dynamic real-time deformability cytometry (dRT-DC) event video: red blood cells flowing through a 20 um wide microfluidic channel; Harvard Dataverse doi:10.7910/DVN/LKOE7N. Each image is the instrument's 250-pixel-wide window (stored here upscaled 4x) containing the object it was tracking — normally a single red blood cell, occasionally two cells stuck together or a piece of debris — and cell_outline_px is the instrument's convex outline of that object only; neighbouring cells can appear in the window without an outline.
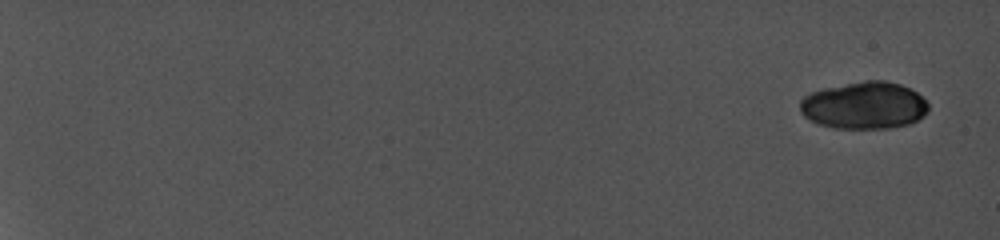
{"species": "common noctule bat (a hibernating species)", "species_latin": "Nyctalus noctula", "temperature_condition": "cold", "stored_images_in_passage": 38, "camera_frame_rate_fps": 5000, "um_per_image_px": 0.085, "animal": {"sex": "female", "body_mass_g": 19.0, "forearm_length_mm": 56.7}, "frame": {"image": 1, "passage_image": 6, "time_ms": 1.0, "image_size_px": [1000, 240], "cell_outline_px": [[928, 112], [924, 116], [908, 124], [888, 128], [832, 128], [820, 124], [804, 116], [800, 112], [800, 100], [804, 96], [812, 92], [824, 88], [864, 80], [884, 80], [900, 84], [912, 88], [928, 104]], "centroid_in_image_um": [73.46, 8.95], "position_along_channel_um": 11.5, "area_um2": 35.32}}